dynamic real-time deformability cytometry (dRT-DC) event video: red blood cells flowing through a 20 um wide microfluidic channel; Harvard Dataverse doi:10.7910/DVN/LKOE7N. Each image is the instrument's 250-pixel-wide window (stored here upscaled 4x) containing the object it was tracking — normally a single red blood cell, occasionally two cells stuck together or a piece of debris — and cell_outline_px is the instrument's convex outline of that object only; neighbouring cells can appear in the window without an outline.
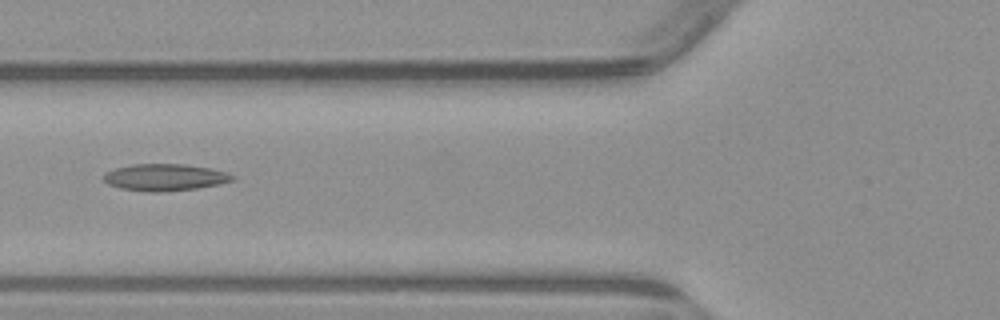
{"species": "common noctule bat (a hibernating species)", "species_latin": "Nyctalus noctula", "temperature_condition": "warm", "stored_images_in_passage": 4, "camera_frame_rate_fps": 3000, "um_per_image_px": 0.085, "animal": {"sex": "male", "body_mass_g": 23.1, "forearm_length_mm": 52.7}, "frame": {"image": 1, "passage_image": 3, "time_ms": 2.333, "image_size_px": [1000, 320], "cell_outline_px": [[236, 180], [196, 188], [156, 192], [148, 192], [120, 188], [108, 184], [104, 180], [104, 172], [116, 168], [132, 164], [184, 164], [212, 168], [228, 172], [236, 176]], "centroid_in_image_um": [14.03, 15.06], "position_along_channel_um": 111.8, "area_um2": 20.17}}
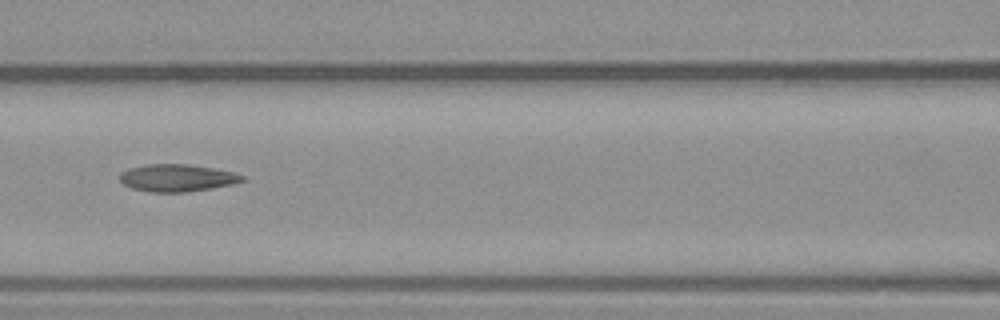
{"frame": {"image": 2, "passage_image": 4, "time_ms": 3.333, "image_size_px": [1000, 320], "cell_outline_px": [[244, 180], [232, 184], [212, 188], [184, 192], [152, 192], [132, 188], [124, 184], [120, 180], [120, 172], [128, 168], [148, 164], [184, 164], [212, 168], [232, 172], [244, 176]], "centroid_in_image_um": [15.01, 15.12], "position_along_channel_um": 151.6, "area_um2": 19.25}}